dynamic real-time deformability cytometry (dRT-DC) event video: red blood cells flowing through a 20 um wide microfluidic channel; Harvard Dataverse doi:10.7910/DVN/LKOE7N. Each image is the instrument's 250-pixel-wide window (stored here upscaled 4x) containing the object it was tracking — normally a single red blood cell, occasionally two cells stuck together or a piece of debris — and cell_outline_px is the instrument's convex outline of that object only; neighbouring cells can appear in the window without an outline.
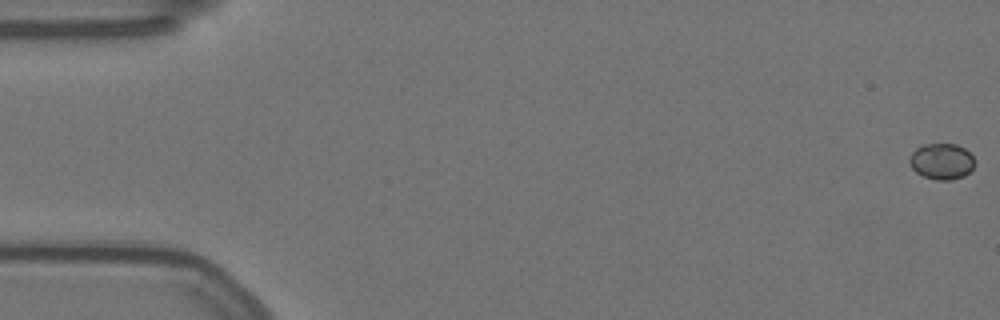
{"species": "Egyptian fruit bat (a non-hibernating species)", "species_latin": "Rousettus aegyptiacus", "temperature_condition": "warm", "stored_images_in_passage": 17, "camera_frame_rate_fps": 3000, "um_per_image_px": 0.085, "animal": {"sex": "female"}, "frame": {"image": 1, "passage_image": 1, "time_ms": 0.0, "image_size_px": [1000, 320], "cell_outline_px": [[976, 164], [964, 176], [952, 180], [936, 180], [924, 176], [916, 172], [912, 168], [908, 160], [908, 156], [916, 148], [924, 144], [956, 144], [964, 148], [976, 160]], "centroid_in_image_um": [80.03, 13.71], "position_along_channel_um": 5.0, "area_um2": 13.81}}
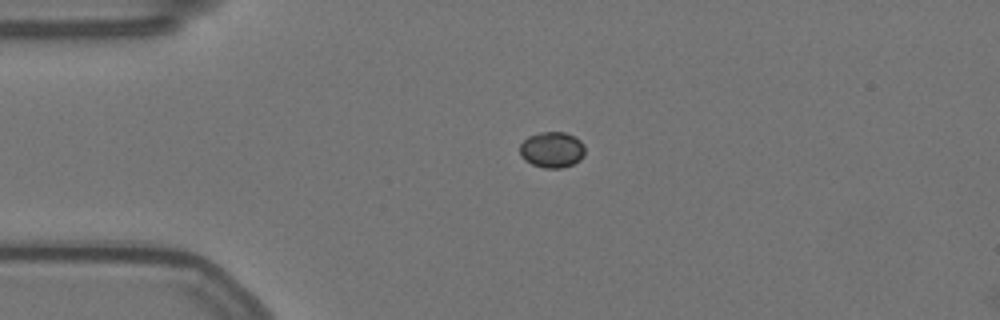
{"frame": {"image": 2, "passage_image": 14, "time_ms": 4.333, "image_size_px": [1000, 320], "cell_outline_px": [[584, 156], [580, 160], [572, 164], [560, 168], [544, 168], [532, 164], [524, 160], [520, 156], [520, 144], [528, 136], [540, 132], [564, 132], [580, 140], [584, 144]], "centroid_in_image_um": [46.9, 12.73], "position_along_channel_um": 38.1, "area_um2": 13.64}}